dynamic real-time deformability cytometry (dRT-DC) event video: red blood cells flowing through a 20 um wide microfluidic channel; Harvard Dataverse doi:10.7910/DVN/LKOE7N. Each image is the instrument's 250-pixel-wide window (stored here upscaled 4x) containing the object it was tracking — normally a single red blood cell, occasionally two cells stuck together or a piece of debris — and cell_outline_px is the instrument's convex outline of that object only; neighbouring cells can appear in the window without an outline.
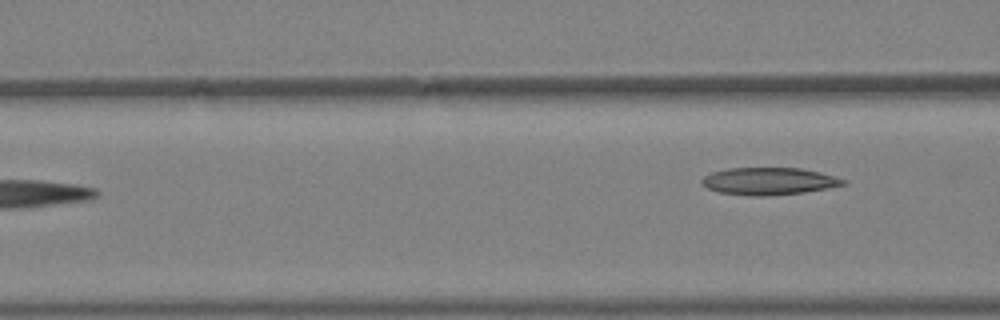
{"species": "Egyptian fruit bat (a non-hibernating species)", "species_latin": "Rousettus aegyptiacus", "temperature_condition": "warm", "stored_images_in_passage": 5, "camera_frame_rate_fps": 3000, "um_per_image_px": 0.085, "animal": {"sex": "female"}, "frame": {"image": 1, "passage_image": 5, "time_ms": 1.333, "image_size_px": [1000, 320], "cell_outline_px": [[848, 184], [828, 188], [804, 192], [772, 196], [752, 196], [720, 192], [708, 188], [700, 180], [704, 176], [712, 172], [728, 168], [800, 168], [820, 172], [848, 180]], "centroid_in_image_um": [65.4, 15.4], "position_along_channel_um": 101.2, "area_um2": 22.54}}